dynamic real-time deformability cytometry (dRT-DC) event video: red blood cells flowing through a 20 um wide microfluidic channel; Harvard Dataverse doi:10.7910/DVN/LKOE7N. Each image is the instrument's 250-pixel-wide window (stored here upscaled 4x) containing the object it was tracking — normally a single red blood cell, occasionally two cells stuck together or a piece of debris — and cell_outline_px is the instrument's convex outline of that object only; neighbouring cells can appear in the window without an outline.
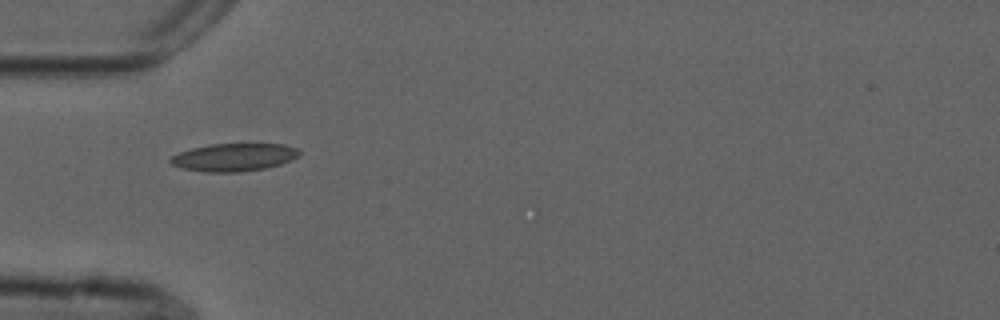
{"species": "common noctule bat (a hibernating species)", "species_latin": "Nyctalus noctula", "temperature_condition": "cold", "stored_images_in_passage": 39, "camera_frame_rate_fps": 3000, "um_per_image_px": 0.085, "animal": {"sex": "male", "forearm_length_mm": 52.5}, "frame": {"image": 1, "passage_image": 1, "time_ms": 0.0, "image_size_px": [1000, 320], "cell_outline_px": [[300, 156], [292, 160], [280, 164], [264, 168], [240, 172], [204, 172], [180, 168], [172, 164], [168, 160], [172, 156], [180, 152], [192, 148], [208, 144], [284, 144], [300, 148]], "centroid_in_image_um": [19.91, 13.36], "position_along_channel_um": 65.1, "area_um2": 21.04}}
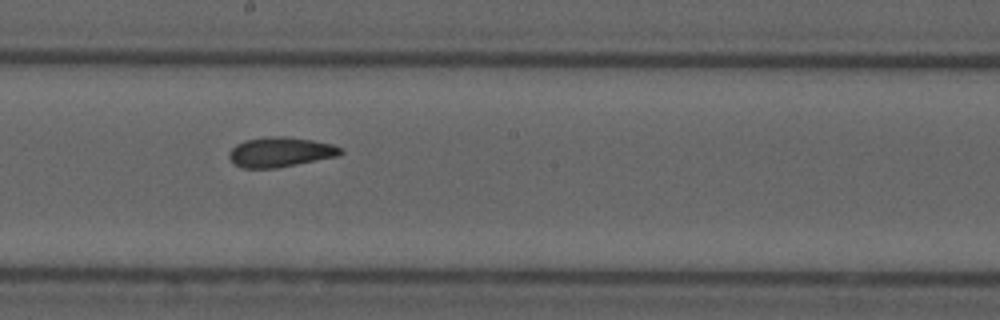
{"frame": {"image": 2, "passage_image": 14, "time_ms": 4.333, "image_size_px": [1000, 320], "cell_outline_px": [[344, 152], [340, 156], [276, 168], [244, 168], [236, 164], [228, 156], [228, 152], [236, 144], [244, 140], [272, 136], [284, 136], [312, 140], [332, 144], [344, 148]], "centroid_in_image_um": [23.87, 12.92], "position_along_channel_um": 224.3, "area_um2": 19.48}}
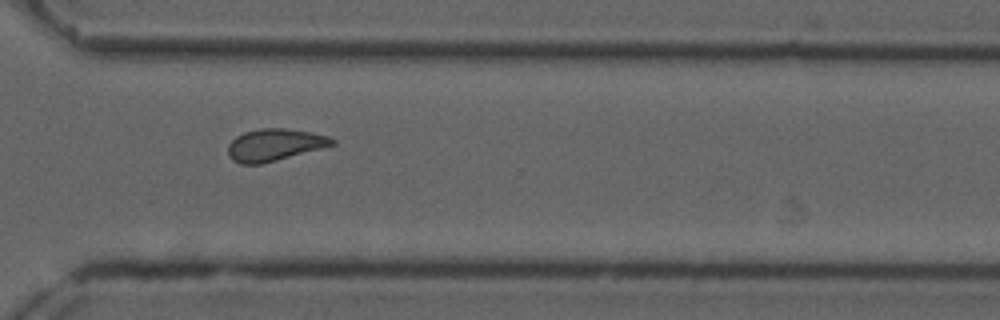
{"frame": {"image": 3, "passage_image": 24, "time_ms": 7.667, "image_size_px": [1000, 320], "cell_outline_px": [[336, 144], [276, 160], [260, 164], [240, 164], [232, 160], [228, 156], [228, 144], [236, 136], [244, 132], [260, 128], [284, 128], [308, 132], [328, 136], [336, 140]], "centroid_in_image_um": [23.3, 12.31], "position_along_channel_um": 347.3, "area_um2": 19.31}, "authors_computed_cell_mechanics": {"area_um2": 19.363, "velocity_mm_per_s": 3.6897, "shape_relaxation_time_tau1_ms": null, "shape_relaxation_time_tau2_ms": 4.3002, "deformation_change_tau1": null, "deformation_change_tau2": 0.1075}}